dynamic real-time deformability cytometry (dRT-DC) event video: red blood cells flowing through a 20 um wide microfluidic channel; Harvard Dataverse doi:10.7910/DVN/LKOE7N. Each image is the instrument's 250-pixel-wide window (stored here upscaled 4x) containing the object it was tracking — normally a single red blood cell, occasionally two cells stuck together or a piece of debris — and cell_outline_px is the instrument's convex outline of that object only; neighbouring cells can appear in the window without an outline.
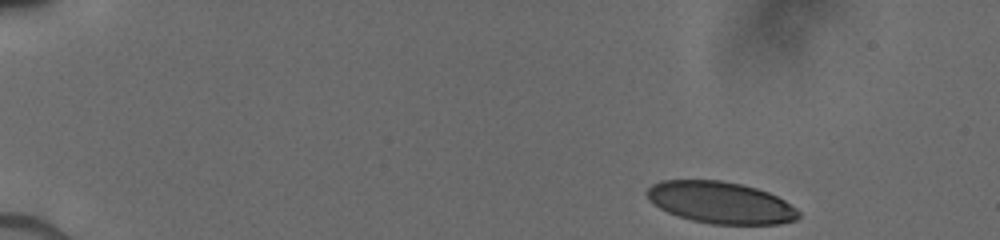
{"species": "human", "species_latin": "Homo sapiens", "temperature_condition": "cold", "stored_images_in_passage": 54, "camera_frame_rate_fps": 3000, "um_per_image_px": 0.085, "donor": {"sex": "male"}, "frame": {"image": 1, "passage_image": 1, "time_ms": 0.0, "image_size_px": [1000, 240], "cell_outline_px": [[800, 216], [796, 220], [780, 224], [712, 224], [692, 220], [668, 212], [652, 204], [648, 200], [644, 192], [652, 184], [660, 180], [720, 180], [740, 184], [756, 188], [768, 192], [784, 200], [796, 208], [800, 212]], "centroid_in_image_um": [61.23, 17.21], "position_along_channel_um": 23.8, "area_um2": 36.99}}
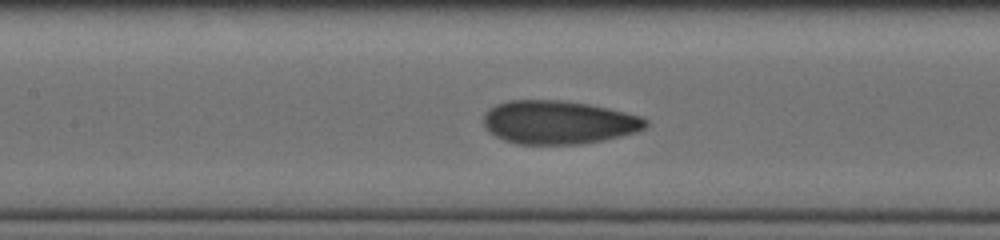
{"frame": {"image": 2, "passage_image": 20, "time_ms": 6.333, "image_size_px": [1000, 240], "cell_outline_px": [[648, 124], [644, 128], [636, 132], [604, 140], [580, 144], [516, 144], [504, 140], [496, 136], [484, 128], [484, 112], [488, 108], [496, 104], [508, 100], [560, 100], [588, 104], [608, 108], [644, 116], [648, 120]], "centroid_in_image_um": [47.47, 10.39], "position_along_channel_um": 159.9, "area_um2": 41.33}}
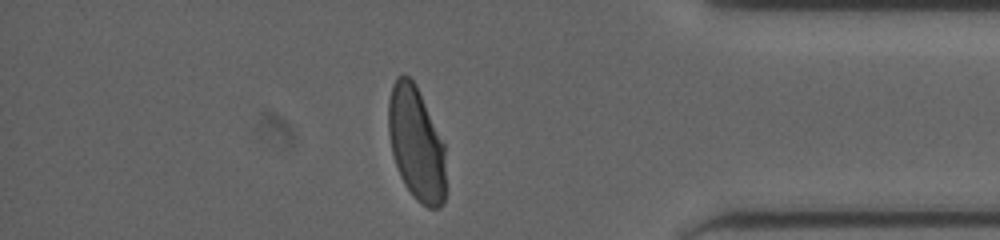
{"frame": {"image": 3, "passage_image": 45, "time_ms": 12.667, "image_size_px": [1000, 240], "cell_outline_px": [[444, 204], [440, 208], [428, 208], [416, 200], [404, 184], [400, 176], [392, 152], [388, 132], [388, 100], [392, 84], [396, 76], [408, 76], [416, 84], [444, 144]], "centroid_in_image_um": [35.36, 12.2], "position_along_channel_um": 399.8, "area_um2": 37.86}}